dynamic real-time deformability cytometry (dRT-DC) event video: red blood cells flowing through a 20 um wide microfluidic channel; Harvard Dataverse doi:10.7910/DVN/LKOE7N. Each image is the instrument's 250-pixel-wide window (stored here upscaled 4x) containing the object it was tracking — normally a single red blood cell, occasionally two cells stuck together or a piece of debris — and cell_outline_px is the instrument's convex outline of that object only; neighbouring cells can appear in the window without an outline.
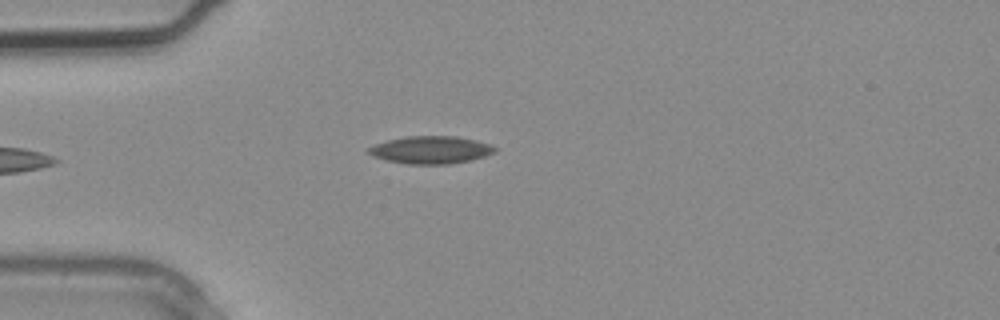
{"species": "common noctule bat (a hibernating species)", "species_latin": "Nyctalus noctula", "temperature_condition": "warm", "stored_images_in_passage": 3, "camera_frame_rate_fps": 3000, "um_per_image_px": 0.085, "animal": {"sex": "male", "body_mass_g": 20.4}, "frame": {"image": 1, "passage_image": 3, "time_ms": 0.667, "image_size_px": [1000, 320], "cell_outline_px": [[496, 152], [472, 160], [448, 164], [408, 164], [384, 160], [372, 156], [364, 152], [368, 148], [376, 144], [388, 140], [408, 136], [456, 136], [476, 140], [492, 144], [496, 148]], "centroid_in_image_um": [36.61, 12.74], "position_along_channel_um": 48.4, "area_um2": 20.46}}